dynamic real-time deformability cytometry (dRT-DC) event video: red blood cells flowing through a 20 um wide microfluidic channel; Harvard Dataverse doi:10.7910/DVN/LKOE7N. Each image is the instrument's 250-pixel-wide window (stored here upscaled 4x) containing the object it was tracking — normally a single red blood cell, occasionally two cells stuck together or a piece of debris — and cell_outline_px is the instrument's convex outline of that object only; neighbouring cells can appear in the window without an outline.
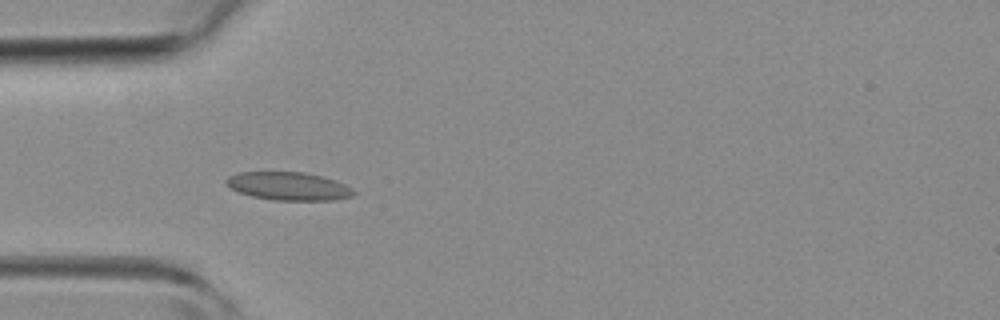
{"species": "common noctule bat (a hibernating species)", "species_latin": "Nyctalus noctula", "temperature_condition": "room temperature", "stored_images_in_passage": 6, "camera_frame_rate_fps": 3000, "um_per_image_px": 0.085, "animal": {"sex": "female", "body_mass_g": 19.3, "forearm_length_mm": 54.1}, "frame": {"image": 1, "passage_image": 5, "time_ms": 5.667, "image_size_px": [1000, 320], "cell_outline_px": [[356, 192], [352, 196], [332, 200], [272, 200], [252, 196], [240, 192], [232, 188], [224, 180], [228, 176], [240, 172], [304, 172], [324, 176], [336, 180], [352, 188]], "centroid_in_image_um": [24.56, 15.82], "position_along_channel_um": 60.4, "area_um2": 20.87}}